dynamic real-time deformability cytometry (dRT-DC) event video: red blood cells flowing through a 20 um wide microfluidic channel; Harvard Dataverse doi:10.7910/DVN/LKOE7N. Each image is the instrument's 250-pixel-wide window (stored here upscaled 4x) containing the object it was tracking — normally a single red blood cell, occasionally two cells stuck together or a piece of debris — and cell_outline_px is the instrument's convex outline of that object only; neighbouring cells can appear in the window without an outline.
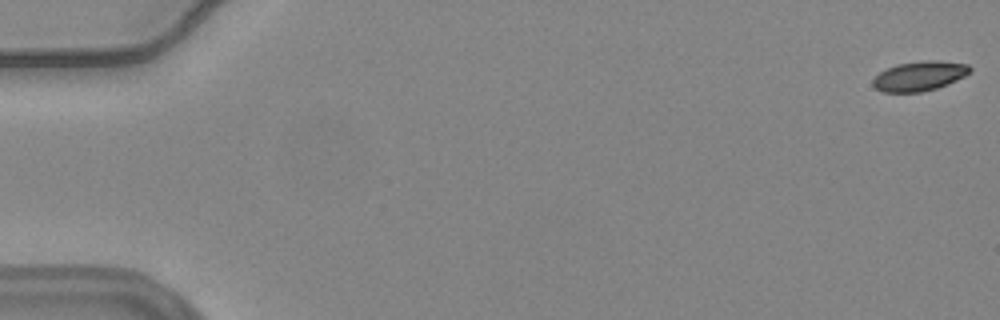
{"species": "common noctule bat (a hibernating species)", "species_latin": "Nyctalus noctula", "temperature_condition": "warm", "stored_images_in_passage": 10, "camera_frame_rate_fps": 3000, "um_per_image_px": 0.085, "animal": {"sex": "female", "body_mass_g": 24.6, "forearm_length_mm": 56.2}, "frame": {"image": 1, "passage_image": 1, "time_ms": 0.0, "image_size_px": [1000, 320], "cell_outline_px": [[972, 68], [964, 76], [948, 84], [936, 88], [920, 92], [884, 92], [876, 88], [872, 84], [872, 80], [880, 72], [896, 64], [924, 60], [940, 60], [968, 64]], "centroid_in_image_um": [78.16, 6.45], "position_along_channel_um": 6.8, "area_um2": 16.7}}